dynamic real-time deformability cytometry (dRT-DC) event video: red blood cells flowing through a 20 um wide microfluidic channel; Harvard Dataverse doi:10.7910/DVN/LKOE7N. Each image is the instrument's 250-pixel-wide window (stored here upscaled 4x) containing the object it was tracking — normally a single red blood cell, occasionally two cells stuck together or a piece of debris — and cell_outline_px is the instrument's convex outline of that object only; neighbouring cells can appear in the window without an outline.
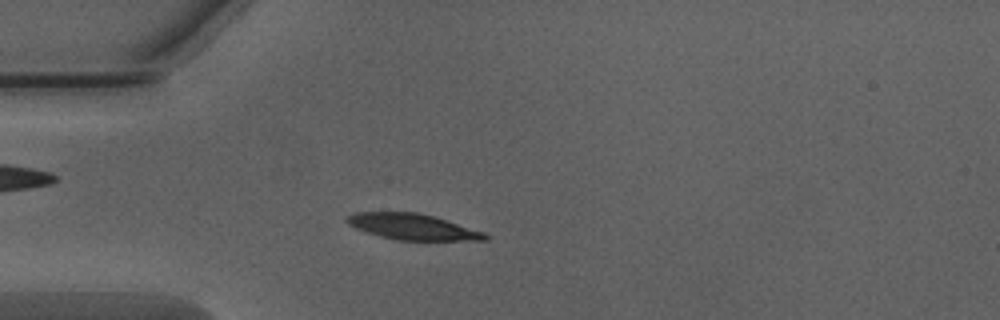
{"species": "Egyptian fruit bat (a non-hibernating species)", "species_latin": "Rousettus aegyptiacus", "temperature_condition": "warm", "stored_images_in_passage": 46, "camera_frame_rate_fps": 3000, "um_per_image_px": 0.085, "animal": {"sex": "male"}, "frame": {"image": 1, "passage_image": 9, "time_ms": 2.667, "image_size_px": [1000, 320], "cell_outline_px": [[488, 240], [396, 240], [380, 236], [356, 228], [348, 224], [344, 220], [348, 216], [356, 212], [416, 212], [432, 216], [484, 232], [488, 236]], "centroid_in_image_um": [35.04, 19.27], "position_along_channel_um": 50.0, "area_um2": 20.52}}
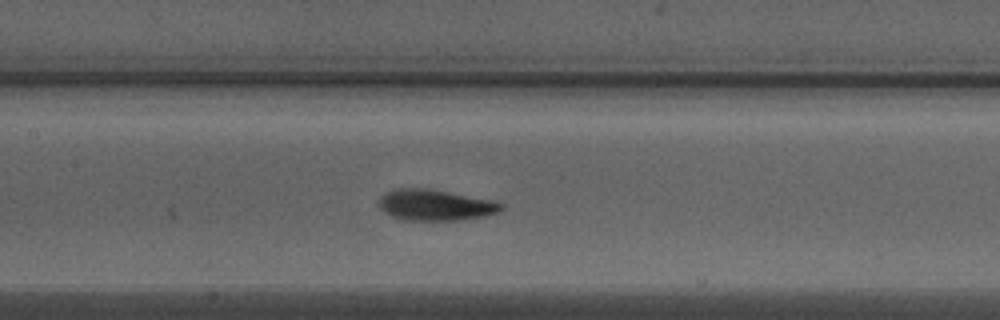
{"frame": {"image": 2, "passage_image": 19, "time_ms": 6.0, "image_size_px": [1000, 320], "cell_outline_px": [[504, 208], [500, 212], [484, 216], [456, 220], [404, 220], [392, 216], [384, 212], [380, 208], [380, 196], [384, 192], [392, 188], [428, 188], [492, 200], [504, 204]], "centroid_in_image_um": [36.99, 17.42], "position_along_channel_um": 170.4, "area_um2": 22.2}}
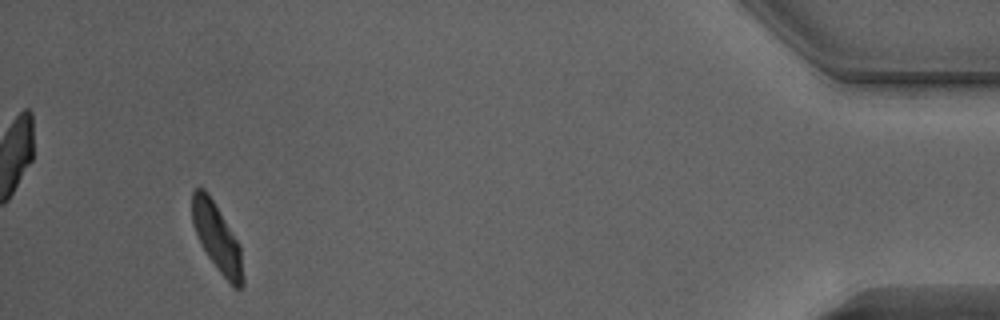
{"frame": {"image": 3, "passage_image": 43, "time_ms": 14.0, "image_size_px": [1000, 320], "cell_outline_px": [[244, 284], [240, 288], [236, 288], [216, 268], [200, 244], [192, 224], [192, 192], [200, 184], [208, 192], [240, 244], [244, 276]], "centroid_in_image_um": [18.44, 20.17], "position_along_channel_um": 416.8, "area_um2": 20.23}, "authors_computed_cell_mechanics": {"area_um2": 21.2415, "velocity_mm_per_s": 3.9919, "shape_relaxation_time_tau1_ms": 2.2841, "shape_relaxation_time_tau2_ms": 1.8264, "deformation_change_tau1": 0.1544, "deformation_change_tau2": 0.0748}}